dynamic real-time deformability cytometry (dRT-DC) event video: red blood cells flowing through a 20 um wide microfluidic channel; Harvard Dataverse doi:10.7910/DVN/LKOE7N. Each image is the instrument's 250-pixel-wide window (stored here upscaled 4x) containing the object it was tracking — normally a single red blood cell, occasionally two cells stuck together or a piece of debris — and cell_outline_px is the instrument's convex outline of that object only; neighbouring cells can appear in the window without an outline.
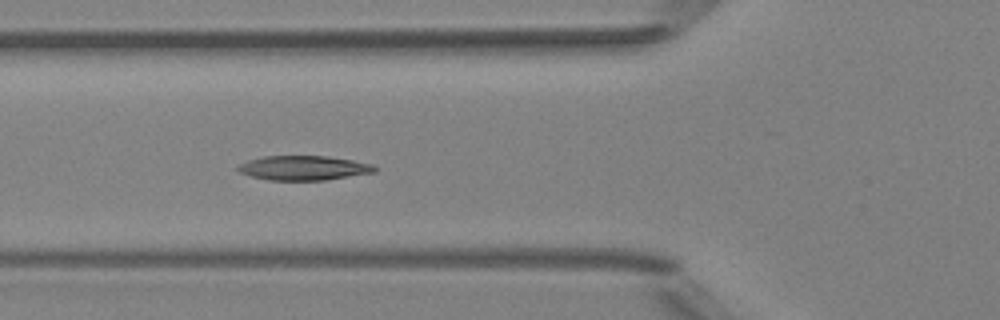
{"species": "Egyptian fruit bat (a non-hibernating species)", "species_latin": "Rousettus aegyptiacus", "temperature_condition": "room temperature", "stored_images_in_passage": 2, "camera_frame_rate_fps": 3000, "um_per_image_px": 0.085, "animal": {"sex": "female"}, "frame": {"image": 1, "passage_image": 2, "time_ms": 1.0, "image_size_px": [1000, 320], "cell_outline_px": [[380, 168], [376, 172], [324, 180], [268, 180], [252, 176], [240, 172], [236, 168], [236, 164], [248, 160], [264, 156], [328, 156], [352, 160], [372, 164]], "centroid_in_image_um": [25.81, 14.27], "position_along_channel_um": 100.0, "area_um2": 19.59}}